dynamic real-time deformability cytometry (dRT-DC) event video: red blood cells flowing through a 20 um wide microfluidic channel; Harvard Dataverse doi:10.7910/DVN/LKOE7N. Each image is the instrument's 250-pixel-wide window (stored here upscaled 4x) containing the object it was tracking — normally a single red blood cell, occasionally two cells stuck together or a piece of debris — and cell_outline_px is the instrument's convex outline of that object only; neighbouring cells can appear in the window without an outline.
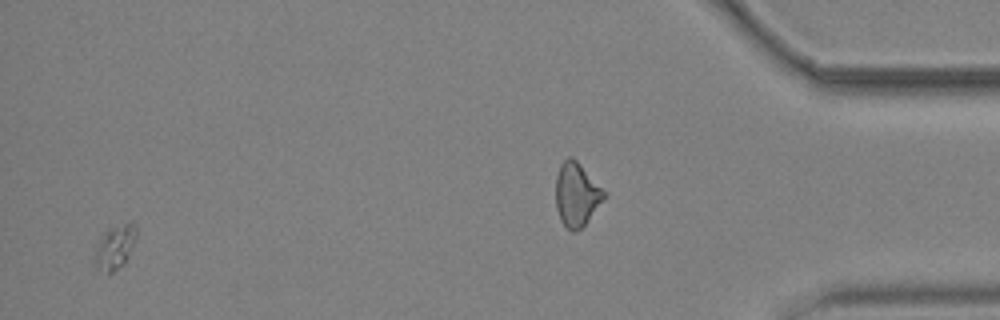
{"species": "common noctule bat (a hibernating species)", "species_latin": "Nyctalus noctula", "temperature_condition": "cold", "stored_images_in_passage": 52, "camera_frame_rate_fps": 3000, "um_per_image_px": 0.085, "animal": {"sex": "male", "body_mass_g": 19.2, "forearm_length_mm": 51.8}, "frame": {"image": 1, "passage_image": 50, "time_ms": 16.333, "image_size_px": [1000, 320], "cell_outline_px": [[136, 236], [128, 256], [108, 276], [92, 264], [92, 260], [100, 240], [104, 232], [108, 228], [132, 220], [136, 224]], "centroid_in_image_um": [9.74, 20.98], "position_along_channel_um": 425.5, "area_um2": 10.69}}